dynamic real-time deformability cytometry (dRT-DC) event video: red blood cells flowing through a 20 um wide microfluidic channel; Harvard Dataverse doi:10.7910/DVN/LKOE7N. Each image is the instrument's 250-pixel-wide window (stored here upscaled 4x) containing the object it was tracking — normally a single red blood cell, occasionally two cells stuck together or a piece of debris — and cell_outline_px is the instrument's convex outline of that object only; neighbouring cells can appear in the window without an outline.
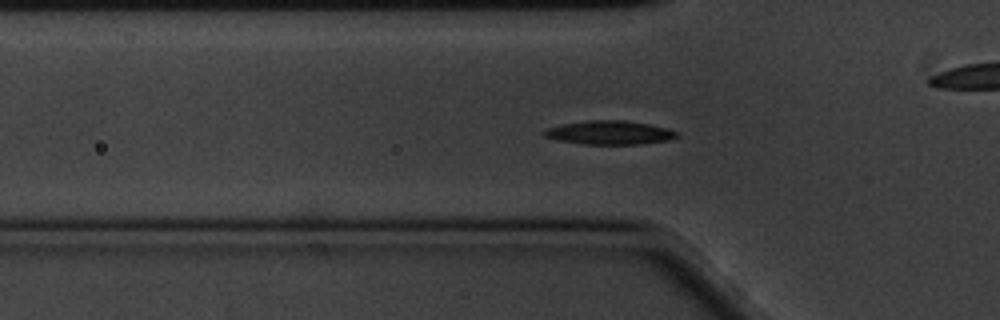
{"species": "common noctule bat (a hibernating species)", "species_latin": "Nyctalus noctula", "temperature_condition": "cold", "stored_images_in_passage": 52, "camera_frame_rate_fps": 3000, "um_per_image_px": 0.085, "animal": {"sex": "male", "body_mass_g": 20.1, "forearm_length_mm": 53.5}, "frame": {"image": 1, "passage_image": 11, "time_ms": 3.333, "image_size_px": [1000, 320], "cell_outline_px": [[680, 136], [672, 140], [640, 144], [580, 144], [556, 140], [544, 136], [540, 132], [548, 128], [564, 124], [588, 120], [624, 120], [648, 124], [668, 128], [680, 132]], "centroid_in_image_um": [51.86, 11.28], "position_along_channel_um": 73.9, "area_um2": 18.61}}
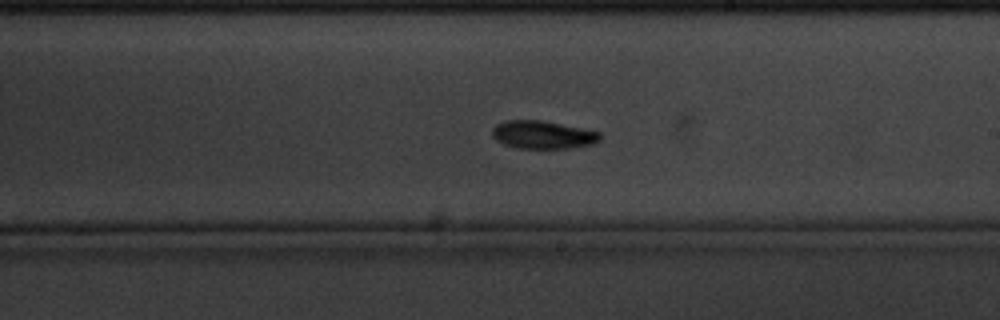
{"frame": {"image": 2, "passage_image": 26, "time_ms": 8.333, "image_size_px": [1000, 320], "cell_outline_px": [[600, 140], [592, 144], [572, 148], [520, 148], [504, 144], [496, 140], [492, 136], [492, 128], [496, 124], [504, 120], [540, 120], [600, 132]], "centroid_in_image_um": [46.1, 11.45], "position_along_channel_um": 242.9, "area_um2": 17.46}}
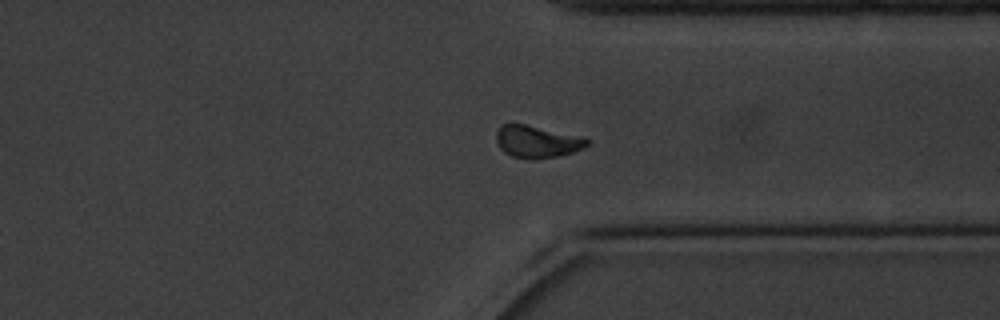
{"frame": {"image": 3, "passage_image": 37, "time_ms": 12.0, "image_size_px": [1000, 320], "cell_outline_px": [[592, 140], [584, 148], [572, 152], [556, 156], [532, 160], [512, 156], [504, 152], [496, 144], [496, 132], [500, 124], [524, 124], [584, 136]], "centroid_in_image_um": [45.66, 12.03], "position_along_channel_um": 365.7, "area_um2": 17.28}, "authors_computed_cell_mechanics": {"area_um2": 17.3689, "velocity_mm_per_s": 3.3663, "shape_relaxation_time_tau1_ms": 3.1077, "shape_relaxation_time_tau2_ms": null, "deformation_change_tau1": 0.1171, "deformation_change_tau2": null}}